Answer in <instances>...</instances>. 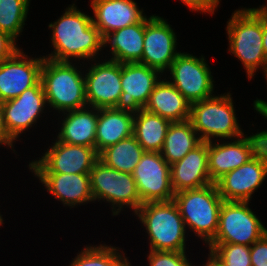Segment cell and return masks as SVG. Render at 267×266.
<instances>
[{
	"label": "cell",
	"instance_id": "obj_37",
	"mask_svg": "<svg viewBox=\"0 0 267 266\" xmlns=\"http://www.w3.org/2000/svg\"><path fill=\"white\" fill-rule=\"evenodd\" d=\"M263 51L267 61V6H262Z\"/></svg>",
	"mask_w": 267,
	"mask_h": 266
},
{
	"label": "cell",
	"instance_id": "obj_32",
	"mask_svg": "<svg viewBox=\"0 0 267 266\" xmlns=\"http://www.w3.org/2000/svg\"><path fill=\"white\" fill-rule=\"evenodd\" d=\"M149 266H191L185 252L150 250Z\"/></svg>",
	"mask_w": 267,
	"mask_h": 266
},
{
	"label": "cell",
	"instance_id": "obj_40",
	"mask_svg": "<svg viewBox=\"0 0 267 266\" xmlns=\"http://www.w3.org/2000/svg\"><path fill=\"white\" fill-rule=\"evenodd\" d=\"M3 223V218L2 216L0 215V225Z\"/></svg>",
	"mask_w": 267,
	"mask_h": 266
},
{
	"label": "cell",
	"instance_id": "obj_28",
	"mask_svg": "<svg viewBox=\"0 0 267 266\" xmlns=\"http://www.w3.org/2000/svg\"><path fill=\"white\" fill-rule=\"evenodd\" d=\"M144 152L132 135L102 150L98 159L112 169L132 174Z\"/></svg>",
	"mask_w": 267,
	"mask_h": 266
},
{
	"label": "cell",
	"instance_id": "obj_39",
	"mask_svg": "<svg viewBox=\"0 0 267 266\" xmlns=\"http://www.w3.org/2000/svg\"><path fill=\"white\" fill-rule=\"evenodd\" d=\"M204 266H223L211 253L209 255L208 261Z\"/></svg>",
	"mask_w": 267,
	"mask_h": 266
},
{
	"label": "cell",
	"instance_id": "obj_23",
	"mask_svg": "<svg viewBox=\"0 0 267 266\" xmlns=\"http://www.w3.org/2000/svg\"><path fill=\"white\" fill-rule=\"evenodd\" d=\"M134 114L112 108H99L95 150L99 154L108 146L133 135Z\"/></svg>",
	"mask_w": 267,
	"mask_h": 266
},
{
	"label": "cell",
	"instance_id": "obj_31",
	"mask_svg": "<svg viewBox=\"0 0 267 266\" xmlns=\"http://www.w3.org/2000/svg\"><path fill=\"white\" fill-rule=\"evenodd\" d=\"M210 253L223 266H252L250 246L229 243H209Z\"/></svg>",
	"mask_w": 267,
	"mask_h": 266
},
{
	"label": "cell",
	"instance_id": "obj_34",
	"mask_svg": "<svg viewBox=\"0 0 267 266\" xmlns=\"http://www.w3.org/2000/svg\"><path fill=\"white\" fill-rule=\"evenodd\" d=\"M15 43L8 34L0 31V62L10 58L19 49Z\"/></svg>",
	"mask_w": 267,
	"mask_h": 266
},
{
	"label": "cell",
	"instance_id": "obj_36",
	"mask_svg": "<svg viewBox=\"0 0 267 266\" xmlns=\"http://www.w3.org/2000/svg\"><path fill=\"white\" fill-rule=\"evenodd\" d=\"M14 140L7 134V131L4 126L3 122V111H2V106L0 103V144L2 145H8L12 148Z\"/></svg>",
	"mask_w": 267,
	"mask_h": 266
},
{
	"label": "cell",
	"instance_id": "obj_17",
	"mask_svg": "<svg viewBox=\"0 0 267 266\" xmlns=\"http://www.w3.org/2000/svg\"><path fill=\"white\" fill-rule=\"evenodd\" d=\"M23 53L18 49L10 58L0 62V103L17 98L41 80L44 57L28 58Z\"/></svg>",
	"mask_w": 267,
	"mask_h": 266
},
{
	"label": "cell",
	"instance_id": "obj_2",
	"mask_svg": "<svg viewBox=\"0 0 267 266\" xmlns=\"http://www.w3.org/2000/svg\"><path fill=\"white\" fill-rule=\"evenodd\" d=\"M229 51L244 65L251 79L262 67L267 70L263 51L262 7L237 10L227 22Z\"/></svg>",
	"mask_w": 267,
	"mask_h": 266
},
{
	"label": "cell",
	"instance_id": "obj_33",
	"mask_svg": "<svg viewBox=\"0 0 267 266\" xmlns=\"http://www.w3.org/2000/svg\"><path fill=\"white\" fill-rule=\"evenodd\" d=\"M252 266H267V233L250 246Z\"/></svg>",
	"mask_w": 267,
	"mask_h": 266
},
{
	"label": "cell",
	"instance_id": "obj_7",
	"mask_svg": "<svg viewBox=\"0 0 267 266\" xmlns=\"http://www.w3.org/2000/svg\"><path fill=\"white\" fill-rule=\"evenodd\" d=\"M89 175L94 201L102 199L111 202L113 215H118L125 205L134 212L142 205L132 174L112 169L98 159Z\"/></svg>",
	"mask_w": 267,
	"mask_h": 266
},
{
	"label": "cell",
	"instance_id": "obj_27",
	"mask_svg": "<svg viewBox=\"0 0 267 266\" xmlns=\"http://www.w3.org/2000/svg\"><path fill=\"white\" fill-rule=\"evenodd\" d=\"M171 122L144 109L134 114L133 135L145 152H160Z\"/></svg>",
	"mask_w": 267,
	"mask_h": 266
},
{
	"label": "cell",
	"instance_id": "obj_8",
	"mask_svg": "<svg viewBox=\"0 0 267 266\" xmlns=\"http://www.w3.org/2000/svg\"><path fill=\"white\" fill-rule=\"evenodd\" d=\"M266 233L267 229L248 207V201H223L218 230L210 243L251 246Z\"/></svg>",
	"mask_w": 267,
	"mask_h": 266
},
{
	"label": "cell",
	"instance_id": "obj_4",
	"mask_svg": "<svg viewBox=\"0 0 267 266\" xmlns=\"http://www.w3.org/2000/svg\"><path fill=\"white\" fill-rule=\"evenodd\" d=\"M145 225L150 250L185 252L186 228L174 200L143 203L135 212Z\"/></svg>",
	"mask_w": 267,
	"mask_h": 266
},
{
	"label": "cell",
	"instance_id": "obj_13",
	"mask_svg": "<svg viewBox=\"0 0 267 266\" xmlns=\"http://www.w3.org/2000/svg\"><path fill=\"white\" fill-rule=\"evenodd\" d=\"M267 176V144L247 163L220 178L217 188L224 201H250Z\"/></svg>",
	"mask_w": 267,
	"mask_h": 266
},
{
	"label": "cell",
	"instance_id": "obj_15",
	"mask_svg": "<svg viewBox=\"0 0 267 266\" xmlns=\"http://www.w3.org/2000/svg\"><path fill=\"white\" fill-rule=\"evenodd\" d=\"M161 72L139 62L121 64L122 93L116 109L136 114L146 105ZM158 78V79H157Z\"/></svg>",
	"mask_w": 267,
	"mask_h": 266
},
{
	"label": "cell",
	"instance_id": "obj_1",
	"mask_svg": "<svg viewBox=\"0 0 267 266\" xmlns=\"http://www.w3.org/2000/svg\"><path fill=\"white\" fill-rule=\"evenodd\" d=\"M71 5L54 23L49 24L54 51L45 58L70 62L72 57L93 59L104 46V38L93 24V17ZM53 28V29H52Z\"/></svg>",
	"mask_w": 267,
	"mask_h": 266
},
{
	"label": "cell",
	"instance_id": "obj_10",
	"mask_svg": "<svg viewBox=\"0 0 267 266\" xmlns=\"http://www.w3.org/2000/svg\"><path fill=\"white\" fill-rule=\"evenodd\" d=\"M204 57L179 53L169 68L170 83L192 104L212 97L213 76Z\"/></svg>",
	"mask_w": 267,
	"mask_h": 266
},
{
	"label": "cell",
	"instance_id": "obj_12",
	"mask_svg": "<svg viewBox=\"0 0 267 266\" xmlns=\"http://www.w3.org/2000/svg\"><path fill=\"white\" fill-rule=\"evenodd\" d=\"M98 153L94 147L72 145L57 141L37 161L29 164L34 173H90Z\"/></svg>",
	"mask_w": 267,
	"mask_h": 266
},
{
	"label": "cell",
	"instance_id": "obj_29",
	"mask_svg": "<svg viewBox=\"0 0 267 266\" xmlns=\"http://www.w3.org/2000/svg\"><path fill=\"white\" fill-rule=\"evenodd\" d=\"M30 0H0V31L16 41L23 31Z\"/></svg>",
	"mask_w": 267,
	"mask_h": 266
},
{
	"label": "cell",
	"instance_id": "obj_20",
	"mask_svg": "<svg viewBox=\"0 0 267 266\" xmlns=\"http://www.w3.org/2000/svg\"><path fill=\"white\" fill-rule=\"evenodd\" d=\"M94 26L103 38L111 32L142 22L143 9L139 10L132 0H92Z\"/></svg>",
	"mask_w": 267,
	"mask_h": 266
},
{
	"label": "cell",
	"instance_id": "obj_5",
	"mask_svg": "<svg viewBox=\"0 0 267 266\" xmlns=\"http://www.w3.org/2000/svg\"><path fill=\"white\" fill-rule=\"evenodd\" d=\"M186 225L209 244L215 237L219 225V213L223 199L216 183L204 187L180 191L173 199Z\"/></svg>",
	"mask_w": 267,
	"mask_h": 266
},
{
	"label": "cell",
	"instance_id": "obj_25",
	"mask_svg": "<svg viewBox=\"0 0 267 266\" xmlns=\"http://www.w3.org/2000/svg\"><path fill=\"white\" fill-rule=\"evenodd\" d=\"M145 19L140 22L115 30L104 38V47L111 44L110 60L119 63L140 62L143 53Z\"/></svg>",
	"mask_w": 267,
	"mask_h": 266
},
{
	"label": "cell",
	"instance_id": "obj_18",
	"mask_svg": "<svg viewBox=\"0 0 267 266\" xmlns=\"http://www.w3.org/2000/svg\"><path fill=\"white\" fill-rule=\"evenodd\" d=\"M46 103L41 80L24 90L17 98L2 102L3 122L7 134L16 140L23 131L35 124Z\"/></svg>",
	"mask_w": 267,
	"mask_h": 266
},
{
	"label": "cell",
	"instance_id": "obj_22",
	"mask_svg": "<svg viewBox=\"0 0 267 266\" xmlns=\"http://www.w3.org/2000/svg\"><path fill=\"white\" fill-rule=\"evenodd\" d=\"M143 109L170 122H180L189 119L191 103L170 81L160 79Z\"/></svg>",
	"mask_w": 267,
	"mask_h": 266
},
{
	"label": "cell",
	"instance_id": "obj_35",
	"mask_svg": "<svg viewBox=\"0 0 267 266\" xmlns=\"http://www.w3.org/2000/svg\"><path fill=\"white\" fill-rule=\"evenodd\" d=\"M191 10L214 13V10L218 6L219 0H181Z\"/></svg>",
	"mask_w": 267,
	"mask_h": 266
},
{
	"label": "cell",
	"instance_id": "obj_26",
	"mask_svg": "<svg viewBox=\"0 0 267 266\" xmlns=\"http://www.w3.org/2000/svg\"><path fill=\"white\" fill-rule=\"evenodd\" d=\"M201 142L189 119L171 122L160 153L165 161L171 165L181 160Z\"/></svg>",
	"mask_w": 267,
	"mask_h": 266
},
{
	"label": "cell",
	"instance_id": "obj_30",
	"mask_svg": "<svg viewBox=\"0 0 267 266\" xmlns=\"http://www.w3.org/2000/svg\"><path fill=\"white\" fill-rule=\"evenodd\" d=\"M112 246H89L84 248L70 266H131L128 259Z\"/></svg>",
	"mask_w": 267,
	"mask_h": 266
},
{
	"label": "cell",
	"instance_id": "obj_16",
	"mask_svg": "<svg viewBox=\"0 0 267 266\" xmlns=\"http://www.w3.org/2000/svg\"><path fill=\"white\" fill-rule=\"evenodd\" d=\"M84 78L88 108L116 107L122 93L121 63L113 60L95 63Z\"/></svg>",
	"mask_w": 267,
	"mask_h": 266
},
{
	"label": "cell",
	"instance_id": "obj_6",
	"mask_svg": "<svg viewBox=\"0 0 267 266\" xmlns=\"http://www.w3.org/2000/svg\"><path fill=\"white\" fill-rule=\"evenodd\" d=\"M234 110L229 92L192 103L189 120L203 142H211L213 137L237 139L244 133L240 129Z\"/></svg>",
	"mask_w": 267,
	"mask_h": 266
},
{
	"label": "cell",
	"instance_id": "obj_21",
	"mask_svg": "<svg viewBox=\"0 0 267 266\" xmlns=\"http://www.w3.org/2000/svg\"><path fill=\"white\" fill-rule=\"evenodd\" d=\"M48 192L64 205L76 206L89 201L92 197L89 173H34Z\"/></svg>",
	"mask_w": 267,
	"mask_h": 266
},
{
	"label": "cell",
	"instance_id": "obj_19",
	"mask_svg": "<svg viewBox=\"0 0 267 266\" xmlns=\"http://www.w3.org/2000/svg\"><path fill=\"white\" fill-rule=\"evenodd\" d=\"M174 193L212 184L208 171V142H201L181 160L170 165Z\"/></svg>",
	"mask_w": 267,
	"mask_h": 266
},
{
	"label": "cell",
	"instance_id": "obj_9",
	"mask_svg": "<svg viewBox=\"0 0 267 266\" xmlns=\"http://www.w3.org/2000/svg\"><path fill=\"white\" fill-rule=\"evenodd\" d=\"M230 143L208 142V171L212 183L253 158L267 144V130Z\"/></svg>",
	"mask_w": 267,
	"mask_h": 266
},
{
	"label": "cell",
	"instance_id": "obj_3",
	"mask_svg": "<svg viewBox=\"0 0 267 266\" xmlns=\"http://www.w3.org/2000/svg\"><path fill=\"white\" fill-rule=\"evenodd\" d=\"M43 57L41 82L49 106L58 112L86 107L84 74L71 62H58Z\"/></svg>",
	"mask_w": 267,
	"mask_h": 266
},
{
	"label": "cell",
	"instance_id": "obj_24",
	"mask_svg": "<svg viewBox=\"0 0 267 266\" xmlns=\"http://www.w3.org/2000/svg\"><path fill=\"white\" fill-rule=\"evenodd\" d=\"M92 109L86 110L84 107L63 112L67 116L63 120L57 141L95 148L98 108Z\"/></svg>",
	"mask_w": 267,
	"mask_h": 266
},
{
	"label": "cell",
	"instance_id": "obj_38",
	"mask_svg": "<svg viewBox=\"0 0 267 266\" xmlns=\"http://www.w3.org/2000/svg\"><path fill=\"white\" fill-rule=\"evenodd\" d=\"M265 76L267 79V70L265 72ZM254 109L259 112V114H262L267 119V102L257 99L254 101Z\"/></svg>",
	"mask_w": 267,
	"mask_h": 266
},
{
	"label": "cell",
	"instance_id": "obj_14",
	"mask_svg": "<svg viewBox=\"0 0 267 266\" xmlns=\"http://www.w3.org/2000/svg\"><path fill=\"white\" fill-rule=\"evenodd\" d=\"M176 35L166 20L159 16L145 18L142 59L139 63L157 69L161 74L169 70L180 52L176 50Z\"/></svg>",
	"mask_w": 267,
	"mask_h": 266
},
{
	"label": "cell",
	"instance_id": "obj_11",
	"mask_svg": "<svg viewBox=\"0 0 267 266\" xmlns=\"http://www.w3.org/2000/svg\"><path fill=\"white\" fill-rule=\"evenodd\" d=\"M132 176L142 204L174 199L170 165L160 152H144Z\"/></svg>",
	"mask_w": 267,
	"mask_h": 266
}]
</instances>
